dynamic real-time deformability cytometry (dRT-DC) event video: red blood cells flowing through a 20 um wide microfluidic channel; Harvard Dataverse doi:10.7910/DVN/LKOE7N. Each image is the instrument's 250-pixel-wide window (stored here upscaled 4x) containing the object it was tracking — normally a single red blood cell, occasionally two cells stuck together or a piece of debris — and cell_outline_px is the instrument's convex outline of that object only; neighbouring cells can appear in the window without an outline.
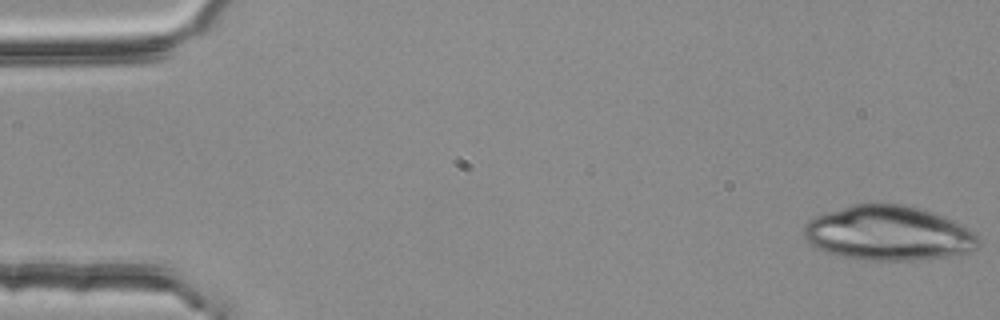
{"species": "common noctule bat (a hibernating species)", "species_latin": "Nyctalus noctula", "temperature_condition": "room temperature", "stored_images_in_passage": 4, "camera_frame_rate_fps": 3000, "um_per_image_px": 0.085, "animal": {"sex": "female", "body_mass_g": 25.1}, "frame": {"image": 1, "passage_image": 1, "time_ms": 0.0, "image_size_px": [1000, 320], "cell_outline_px": [[980, 244], [972, 252], [948, 256], [916, 260], [868, 260], [836, 256], [824, 252], [816, 248], [804, 236], [804, 224], [808, 220], [824, 212], [852, 204], [904, 204], [932, 212], [952, 220], [968, 228], [980, 240]], "centroid_in_image_um": [75.49, 19.83], "position_along_channel_um": 9.5, "area_um2": 55.72}}